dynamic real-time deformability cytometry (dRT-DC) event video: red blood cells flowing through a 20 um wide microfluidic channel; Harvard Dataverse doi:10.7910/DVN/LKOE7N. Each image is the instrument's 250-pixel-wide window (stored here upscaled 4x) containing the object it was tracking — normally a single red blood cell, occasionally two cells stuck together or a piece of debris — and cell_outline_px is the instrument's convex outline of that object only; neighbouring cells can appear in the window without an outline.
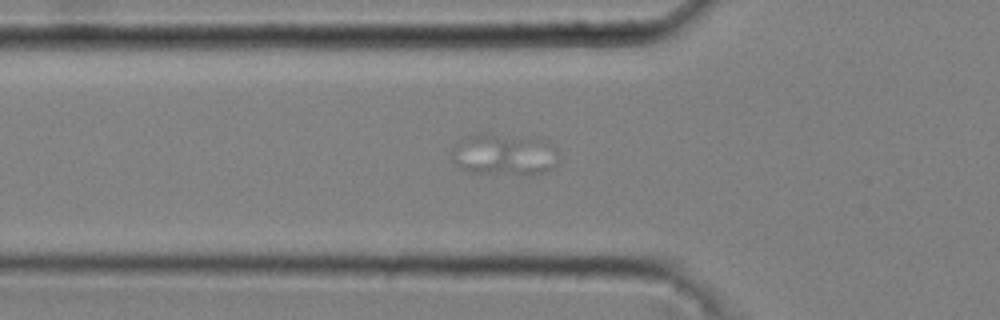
{"species": "common noctule bat (a hibernating species)", "species_latin": "Nyctalus noctula", "temperature_condition": "cold", "stored_images_in_passage": 43, "camera_frame_rate_fps": 3000, "um_per_image_px": 0.085, "animal": {"sex": "male", "body_mass_g": 20.4}, "frame": {"image": 1, "passage_image": 7, "time_ms": 2.0, "image_size_px": [1000, 320], "cell_outline_px": [[556, 164], [552, 168], [544, 172], [472, 172], [460, 168], [452, 160], [452, 152], [468, 136], [480, 132], [484, 132], [540, 136], [556, 148]], "centroid_in_image_um": [42.9, 13.04], "position_along_channel_um": 82.9, "area_um2": 25.61}}
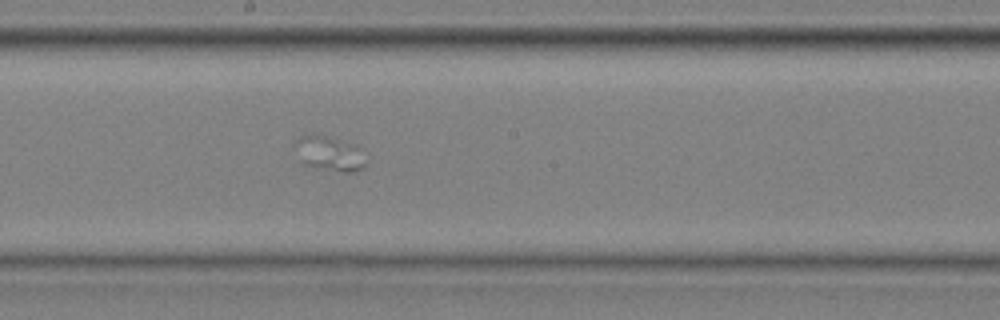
{"frame": {"image": 2, "passage_image": 19, "time_ms": 6.0, "image_size_px": [1000, 320], "cell_outline_px": [[368, 164], [364, 168], [356, 172], [344, 172], [316, 168], [300, 160], [292, 144], [300, 136], [324, 136], [356, 144], [368, 160]], "centroid_in_image_um": [28.06, 13.08], "position_along_channel_um": 220.1, "area_um2": 14.45}}
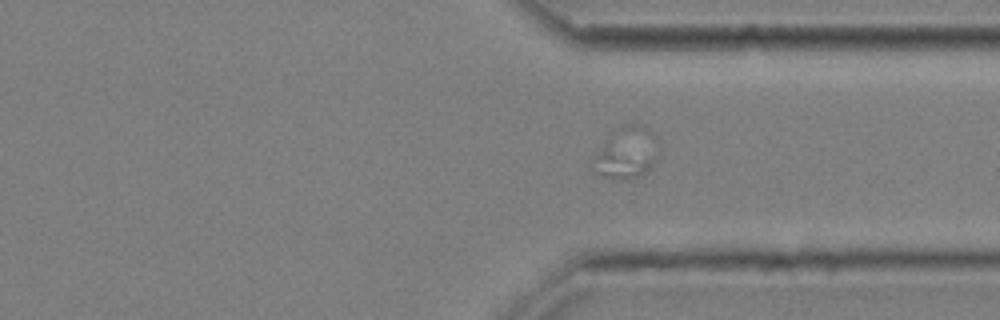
{"frame": {"image": 3, "passage_image": 31, "time_ms": 10.0, "image_size_px": [1000, 320], "cell_outline_px": [[656, 156], [648, 168], [636, 176], [604, 176], [588, 168], [592, 160], [604, 144], [608, 140]], "centroid_in_image_um": [52.73, 13.66], "position_along_channel_um": 358.7, "area_um2": 11.5}}